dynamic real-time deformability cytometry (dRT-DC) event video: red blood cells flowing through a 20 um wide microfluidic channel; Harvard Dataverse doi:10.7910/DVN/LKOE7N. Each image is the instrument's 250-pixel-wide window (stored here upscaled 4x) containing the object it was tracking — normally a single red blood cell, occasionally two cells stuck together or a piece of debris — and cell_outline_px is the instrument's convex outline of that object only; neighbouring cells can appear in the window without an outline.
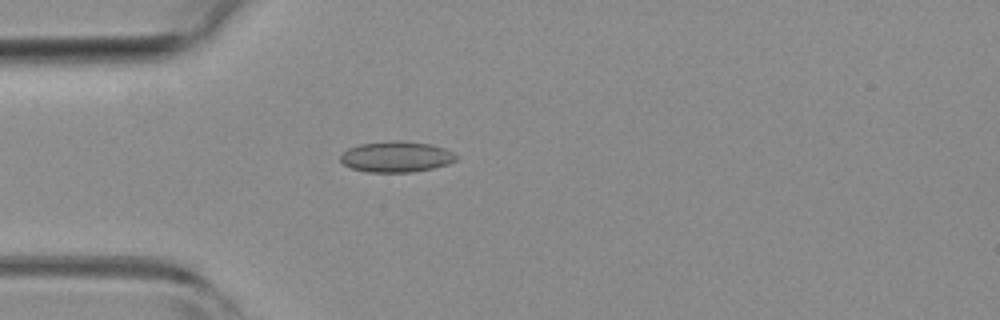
{"species": "common noctule bat (a hibernating species)", "species_latin": "Nyctalus noctula", "temperature_condition": "room temperature", "stored_images_in_passage": 5, "camera_frame_rate_fps": 3000, "um_per_image_px": 0.085, "animal": {"sex": "female", "body_mass_g": 19.3, "forearm_length_mm": 54.1}, "frame": {"image": 1, "passage_image": 5, "time_ms": 1.333, "image_size_px": [1000, 320], "cell_outline_px": [[460, 156], [456, 160], [448, 164], [432, 168], [412, 172], [368, 172], [352, 168], [344, 164], [340, 160], [340, 156], [348, 148], [360, 144], [392, 140], [400, 140], [428, 144], [444, 148]], "centroid_in_image_um": [33.7, 13.32], "position_along_channel_um": 51.3, "area_um2": 20.75}}